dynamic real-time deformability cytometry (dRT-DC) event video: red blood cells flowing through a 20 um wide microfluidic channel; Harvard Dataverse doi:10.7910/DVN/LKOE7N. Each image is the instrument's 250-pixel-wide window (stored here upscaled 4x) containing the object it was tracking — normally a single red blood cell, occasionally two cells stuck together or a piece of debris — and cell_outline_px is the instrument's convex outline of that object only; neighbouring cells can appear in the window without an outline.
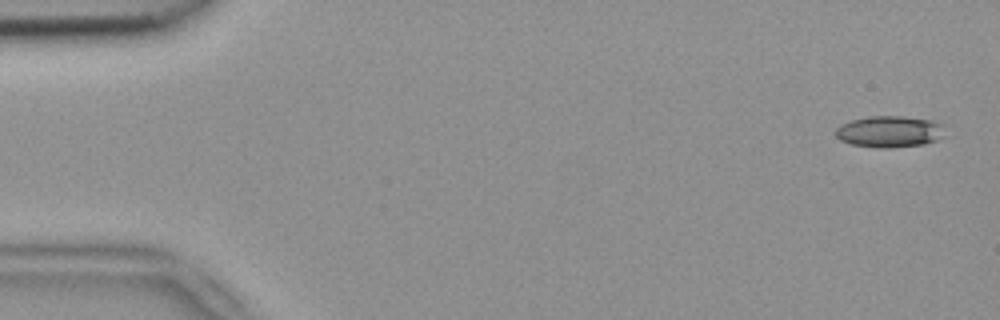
{"species": "common noctule bat (a hibernating species)", "species_latin": "Nyctalus noctula", "temperature_condition": "room temperature", "stored_images_in_passage": 4, "camera_frame_rate_fps": 3000, "um_per_image_px": 0.085, "animal": {"sex": "female", "body_mass_g": 18.4}, "frame": {"image": 1, "passage_image": 1, "time_ms": 0.0, "image_size_px": [1000, 320], "cell_outline_px": [[944, 136], [936, 140], [924, 144], [888, 148], [880, 148], [852, 144], [840, 140], [836, 136], [836, 128], [840, 124], [852, 120], [868, 116], [904, 116], [932, 120], [940, 124]], "centroid_in_image_um": [75.58, 11.18], "position_along_channel_um": 9.4, "area_um2": 19.94}}